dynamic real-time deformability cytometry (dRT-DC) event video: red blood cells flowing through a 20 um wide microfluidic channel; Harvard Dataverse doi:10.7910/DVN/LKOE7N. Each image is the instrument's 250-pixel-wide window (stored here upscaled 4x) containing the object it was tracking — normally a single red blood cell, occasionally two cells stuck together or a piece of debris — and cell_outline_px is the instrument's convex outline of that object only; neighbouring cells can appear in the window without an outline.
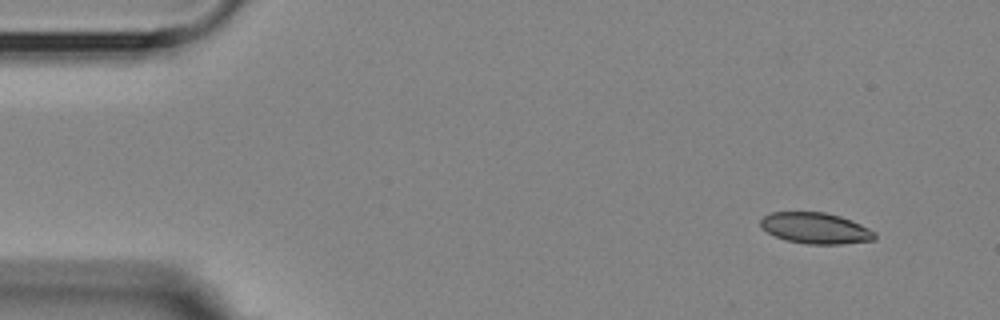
{"species": "Egyptian fruit bat (a non-hibernating species)", "species_latin": "Rousettus aegyptiacus", "temperature_condition": "room temperature", "stored_images_in_passage": 4, "segment_of_instrument_passage": [2, 2], "camera_frame_rate_fps": 3000, "um_per_image_px": 0.085, "animal": {"sex": "female"}, "frame": {"image": 1, "passage_image": 4, "time_ms": 4.333, "image_size_px": [1000, 320], "cell_outline_px": [[876, 240], [840, 244], [808, 244], [788, 240], [776, 236], [760, 228], [760, 220], [764, 216], [772, 212], [824, 212], [840, 216], [852, 220], [876, 232]], "centroid_in_image_um": [69.34, 19.39], "position_along_channel_um": 15.7, "area_um2": 20.63}}